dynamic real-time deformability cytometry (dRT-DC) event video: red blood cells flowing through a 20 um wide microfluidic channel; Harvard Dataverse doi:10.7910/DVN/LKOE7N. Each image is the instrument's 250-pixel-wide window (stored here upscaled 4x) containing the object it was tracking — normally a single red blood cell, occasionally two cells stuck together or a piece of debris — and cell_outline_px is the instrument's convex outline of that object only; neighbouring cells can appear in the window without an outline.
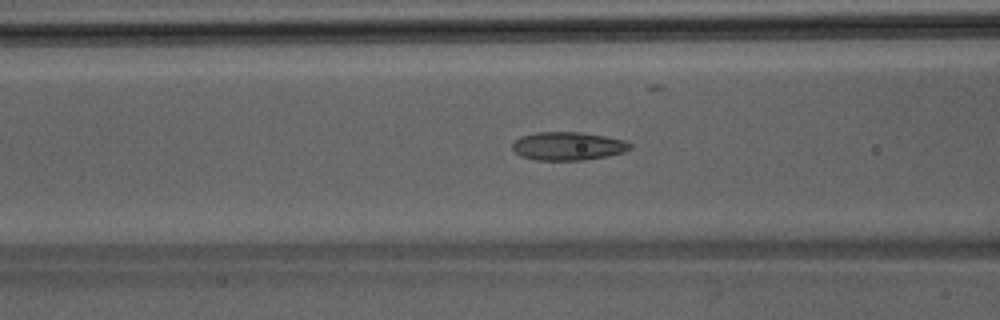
{"species": "Egyptian fruit bat (a non-hibernating species)", "species_latin": "Rousettus aegyptiacus", "temperature_condition": "room temperature", "stored_images_in_passage": 9, "camera_frame_rate_fps": 3000, "um_per_image_px": 0.085, "animal": {"sex": "male"}, "frame": {"image": 1, "passage_image": 8, "time_ms": 2.333, "image_size_px": [1000, 320], "cell_outline_px": [[632, 148], [624, 152], [584, 160], [536, 160], [520, 156], [512, 148], [512, 144], [520, 136], [536, 132], [580, 132], [604, 136], [624, 140], [632, 144]], "centroid_in_image_um": [48.26, 12.41], "position_along_channel_um": 118.3, "area_um2": 19.36}}